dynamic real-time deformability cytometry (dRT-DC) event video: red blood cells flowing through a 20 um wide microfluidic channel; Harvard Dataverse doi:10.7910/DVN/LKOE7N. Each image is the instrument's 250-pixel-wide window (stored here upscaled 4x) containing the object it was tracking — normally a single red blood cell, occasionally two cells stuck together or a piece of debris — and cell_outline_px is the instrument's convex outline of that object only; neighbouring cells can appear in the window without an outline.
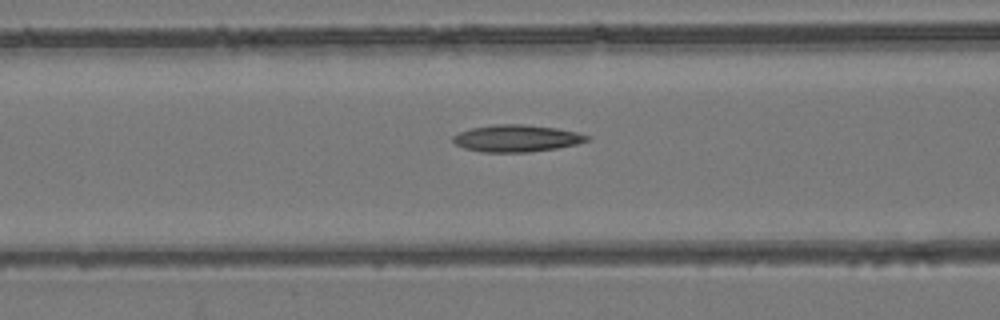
{"species": "common noctule bat (a hibernating species)", "species_latin": "Nyctalus noctula", "temperature_condition": "room temperature", "stored_images_in_passage": 48, "camera_frame_rate_fps": 3000, "um_per_image_px": 0.085, "animal": {"sex": "female", "body_mass_g": 24.6, "forearm_length_mm": 56.2}, "frame": {"image": 1, "passage_image": 22, "time_ms": 7.0, "image_size_px": [1000, 320], "cell_outline_px": [[592, 140], [576, 144], [556, 148], [528, 152], [480, 152], [464, 148], [456, 144], [452, 140], [452, 136], [460, 132], [472, 128], [492, 124], [524, 124], [556, 128], [576, 132], [592, 136]], "centroid_in_image_um": [43.93, 11.75], "position_along_channel_um": 122.7, "area_um2": 21.15}}
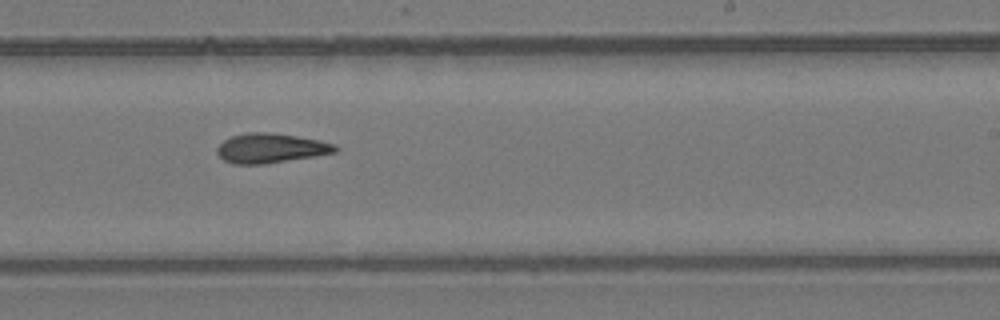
{"frame": {"image": 2, "passage_image": 33, "time_ms": 10.667, "image_size_px": [1000, 320], "cell_outline_px": [[340, 148], [336, 152], [316, 156], [264, 164], [232, 164], [224, 160], [216, 152], [216, 148], [224, 140], [232, 136], [248, 132], [268, 132], [296, 136], [320, 140], [336, 144]], "centroid_in_image_um": [23.03, 12.6], "position_along_channel_um": 266.0, "area_um2": 20.46}}
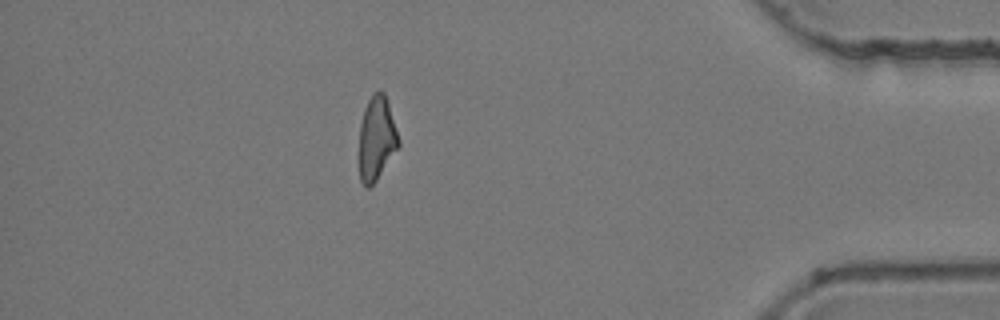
{"frame": {"image": 3, "passage_image": 47, "time_ms": 15.333, "image_size_px": [1000, 320], "cell_outline_px": [[400, 144], [376, 180], [368, 188], [364, 188], [360, 180], [360, 124], [364, 108], [368, 100], [376, 92], [384, 92], [400, 140]], "centroid_in_image_um": [32.0, 11.78], "position_along_channel_um": 403.2, "area_um2": 18.84}}